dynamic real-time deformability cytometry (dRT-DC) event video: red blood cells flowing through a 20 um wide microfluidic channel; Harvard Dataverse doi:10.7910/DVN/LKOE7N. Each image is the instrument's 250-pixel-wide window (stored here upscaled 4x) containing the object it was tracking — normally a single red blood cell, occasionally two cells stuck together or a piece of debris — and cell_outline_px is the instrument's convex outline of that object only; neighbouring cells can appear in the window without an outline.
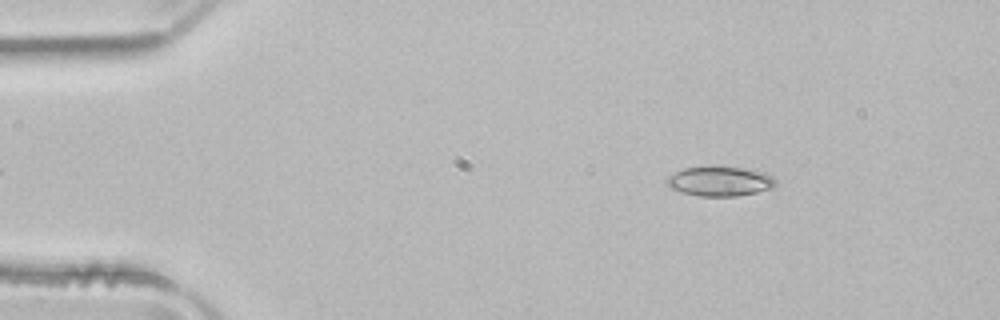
{"species": "common noctule bat (a hibernating species)", "species_latin": "Nyctalus noctula", "temperature_condition": "room temperature", "stored_images_in_passage": 48, "camera_frame_rate_fps": 3000, "um_per_image_px": 0.085, "animal": {"sex": "male", "body_mass_g": 21.5, "forearm_length_mm": 52.0}, "frame": {"image": 1, "passage_image": 4, "time_ms": 1.0, "image_size_px": [1000, 320], "cell_outline_px": [[776, 184], [772, 188], [756, 192], [736, 196], [700, 196], [684, 192], [672, 188], [664, 180], [668, 176], [684, 168], [744, 168], [764, 172], [772, 176], [776, 180]], "centroid_in_image_um": [61.22, 15.42], "position_along_channel_um": 23.8, "area_um2": 18.26}}
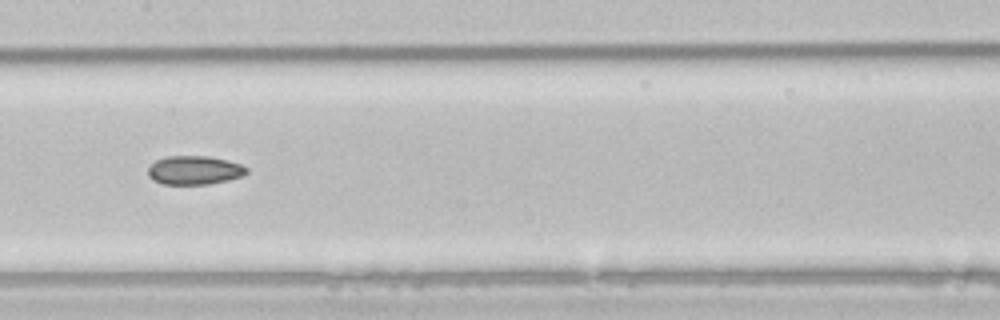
{"frame": {"image": 2, "passage_image": 22, "time_ms": 7.0, "image_size_px": [1000, 320], "cell_outline_px": [[248, 172], [244, 176], [228, 180], [208, 184], [164, 184], [152, 180], [148, 176], [148, 168], [156, 160], [164, 156], [208, 156], [228, 160], [240, 164], [248, 168]], "centroid_in_image_um": [16.53, 14.46], "position_along_channel_um": 190.9, "area_um2": 16.65}}
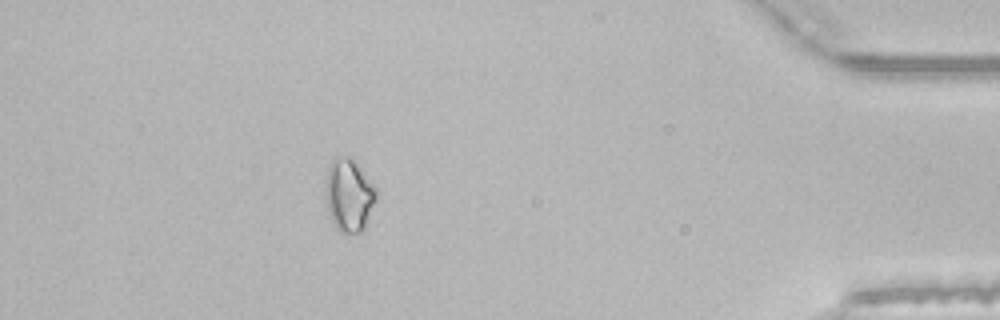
{"frame": {"image": 3, "passage_image": 42, "time_ms": 13.667, "image_size_px": [1000, 320], "cell_outline_px": [[376, 200], [364, 228], [360, 232], [340, 232], [332, 224], [328, 212], [324, 192], [324, 188], [328, 168], [332, 160], [336, 156], [352, 156], [356, 160], [376, 188]], "centroid_in_image_um": [29.64, 16.55], "position_along_channel_um": 405.6, "area_um2": 21.85}, "authors_computed_cell_mechanics": {"area_um2": 17.8313, "velocity_mm_per_s": 3.9765, "shape_relaxation_time_tau1_ms": 8.177, "shape_relaxation_time_tau2_ms": 4.101, "deformation_change_tau1": 0.0994, "deformation_change_tau2": 0.0744}}